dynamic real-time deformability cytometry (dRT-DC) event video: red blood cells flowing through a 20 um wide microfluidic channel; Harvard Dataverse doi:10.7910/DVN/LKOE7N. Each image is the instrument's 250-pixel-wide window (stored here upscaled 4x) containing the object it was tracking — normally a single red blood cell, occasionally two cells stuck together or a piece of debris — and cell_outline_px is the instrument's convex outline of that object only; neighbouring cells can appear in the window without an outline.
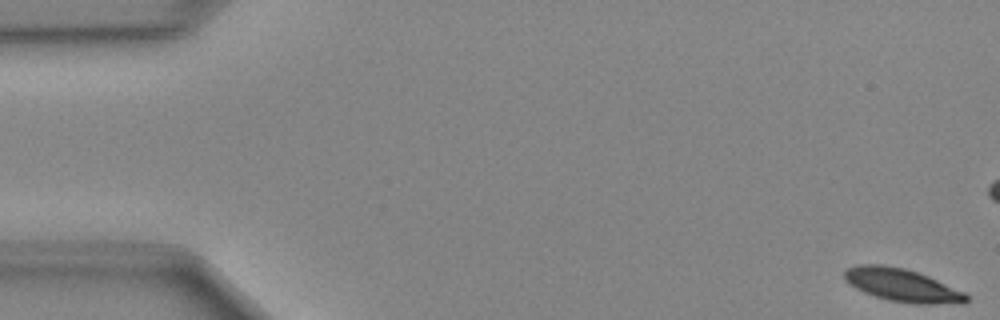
{"species": "Egyptian fruit bat (a non-hibernating species)", "species_latin": "Rousettus aegyptiacus", "temperature_condition": "cold", "stored_images_in_passage": 50, "camera_frame_rate_fps": 3000, "um_per_image_px": 0.085, "animal": {"sex": "female"}, "frame": {"image": 1, "passage_image": 1, "time_ms": 0.0, "image_size_px": [1000, 320], "cell_outline_px": [[968, 300], [964, 304], [912, 304], [888, 300], [864, 292], [848, 284], [844, 280], [844, 272], [848, 268], [856, 264], [880, 264], [904, 268], [928, 276], [964, 292], [968, 296]], "centroid_in_image_um": [76.67, 24.25], "position_along_channel_um": 8.3, "area_um2": 23.47}}
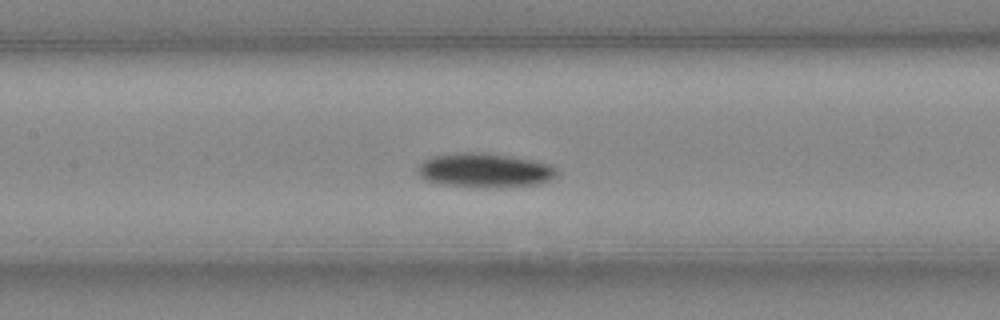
{"frame": {"image": 2, "passage_image": 23, "time_ms": 7.333, "image_size_px": [1000, 320], "cell_outline_px": [[556, 176], [540, 184], [492, 188], [484, 188], [444, 184], [424, 180], [416, 172], [416, 168], [424, 160], [432, 156], [460, 152], [476, 152], [508, 156], [532, 160], [548, 164], [556, 168]], "centroid_in_image_um": [41.16, 14.49], "position_along_channel_um": 166.2, "area_um2": 27.74}}
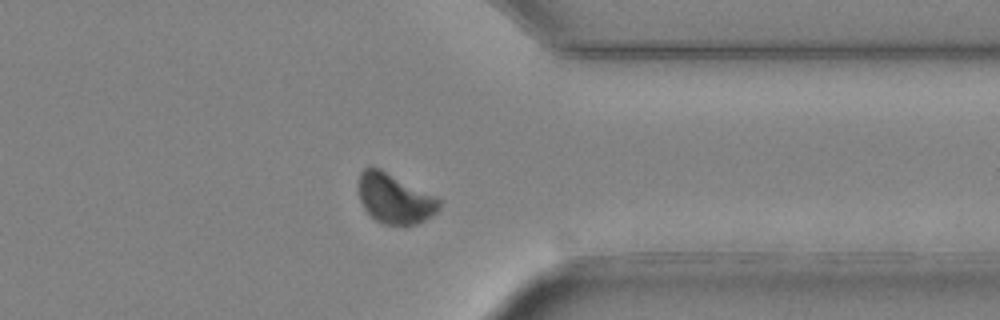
{"frame": {"image": 3, "passage_image": 39, "time_ms": 12.667, "image_size_px": [1000, 320], "cell_outline_px": [[440, 208], [432, 216], [416, 224], [404, 228], [384, 224], [376, 220], [364, 208], [360, 200], [360, 172], [364, 168], [380, 168], [436, 196], [440, 200]], "centroid_in_image_um": [33.59, 16.92], "position_along_channel_um": 377.8, "area_um2": 23.52}}